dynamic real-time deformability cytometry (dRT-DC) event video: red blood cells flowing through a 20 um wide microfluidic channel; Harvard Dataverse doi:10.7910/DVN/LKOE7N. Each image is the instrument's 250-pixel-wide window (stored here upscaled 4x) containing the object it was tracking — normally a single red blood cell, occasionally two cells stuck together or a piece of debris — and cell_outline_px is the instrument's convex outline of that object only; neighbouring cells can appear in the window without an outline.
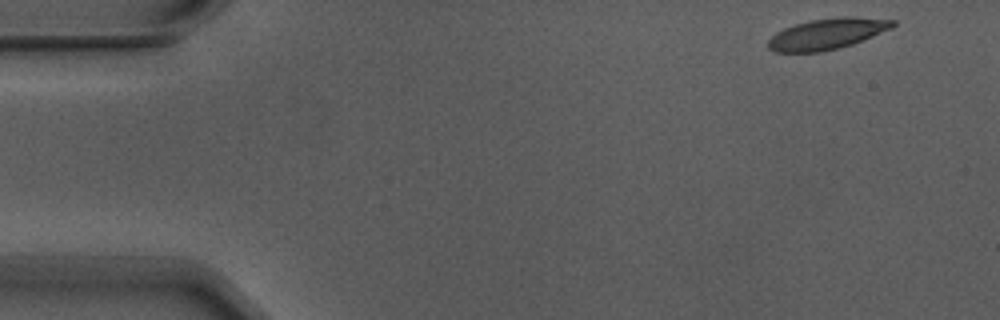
{"species": "Egyptian fruit bat (a non-hibernating species)", "species_latin": "Rousettus aegyptiacus", "temperature_condition": "warm", "stored_images_in_passage": 5, "camera_frame_rate_fps": 3000, "um_per_image_px": 0.085, "animal": {"sex": "male"}, "frame": {"image": 1, "passage_image": 1, "time_ms": 0.0, "image_size_px": [1000, 320], "cell_outline_px": [[896, 24], [892, 28], [852, 44], [820, 52], [776, 52], [768, 48], [768, 40], [776, 32], [784, 28], [796, 24], [812, 20], [840, 16], [856, 16], [896, 20]], "centroid_in_image_um": [70.32, 2.86], "position_along_channel_um": 14.7, "area_um2": 22.37}}
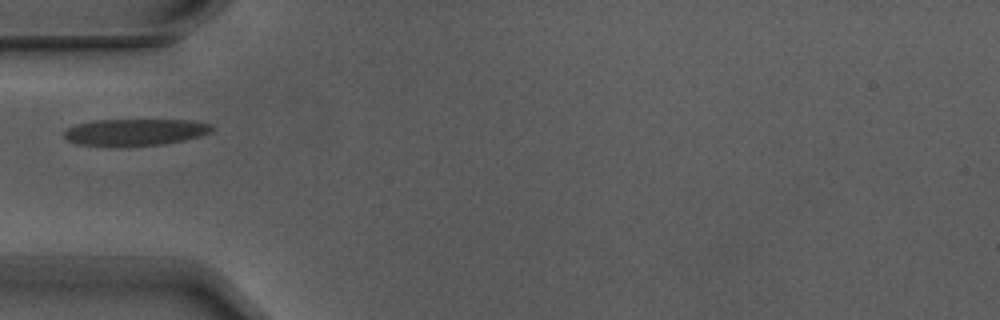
{"frame": {"image": 2, "passage_image": 5, "time_ms": 1.333, "image_size_px": [1000, 320], "cell_outline_px": [[212, 132], [200, 136], [184, 140], [164, 144], [124, 148], [76, 144], [68, 140], [64, 136], [64, 132], [68, 128], [76, 124], [96, 120], [192, 120], [212, 124]], "centroid_in_image_um": [11.48, 11.26], "position_along_channel_um": 73.5, "area_um2": 23.58}}